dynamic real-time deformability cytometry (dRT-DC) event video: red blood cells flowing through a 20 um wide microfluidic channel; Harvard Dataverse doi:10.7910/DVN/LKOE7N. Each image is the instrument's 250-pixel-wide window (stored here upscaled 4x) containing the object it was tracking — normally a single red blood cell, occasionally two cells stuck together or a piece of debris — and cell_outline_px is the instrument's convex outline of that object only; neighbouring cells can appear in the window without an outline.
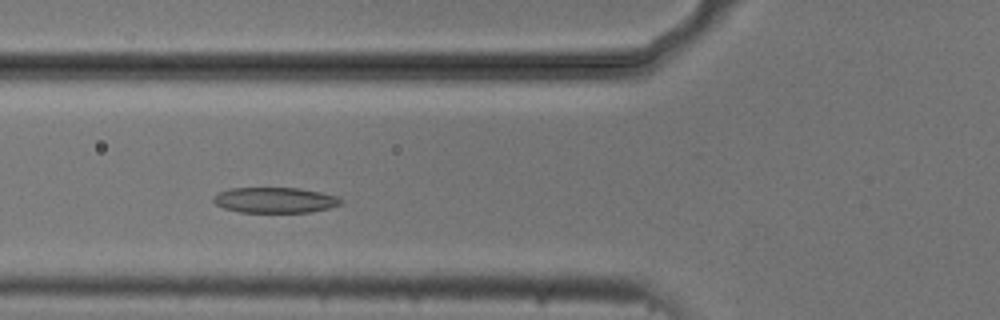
{"species": "common noctule bat (a hibernating species)", "species_latin": "Nyctalus noctula", "temperature_condition": "cold", "stored_images_in_passage": 47, "camera_frame_rate_fps": 3000, "um_per_image_px": 0.085, "animal": {"sex": "male", "body_mass_g": 20.5, "forearm_length_mm": 52.5}, "frame": {"image": 1, "passage_image": 13, "time_ms": 4.0, "image_size_px": [1000, 320], "cell_outline_px": [[344, 200], [340, 204], [328, 208], [312, 212], [240, 212], [224, 208], [216, 204], [212, 200], [212, 196], [220, 192], [232, 188], [300, 188], [320, 192], [336, 196]], "centroid_in_image_um": [23.37, 17.01], "position_along_channel_um": 102.4, "area_um2": 18.9}}
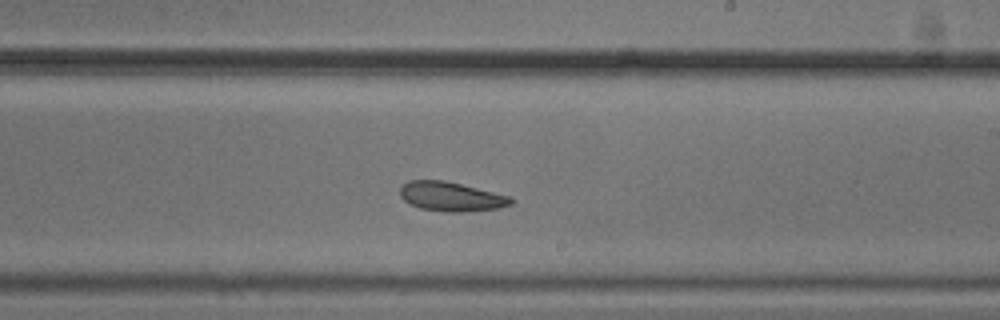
{"frame": {"image": 2, "passage_image": 25, "time_ms": 8.0, "image_size_px": [1000, 320], "cell_outline_px": [[512, 204], [496, 208], [464, 212], [444, 212], [420, 208], [408, 204], [400, 196], [400, 188], [408, 180], [444, 180], [512, 196]], "centroid_in_image_um": [38.32, 16.71], "position_along_channel_um": 250.7, "area_um2": 19.02}}
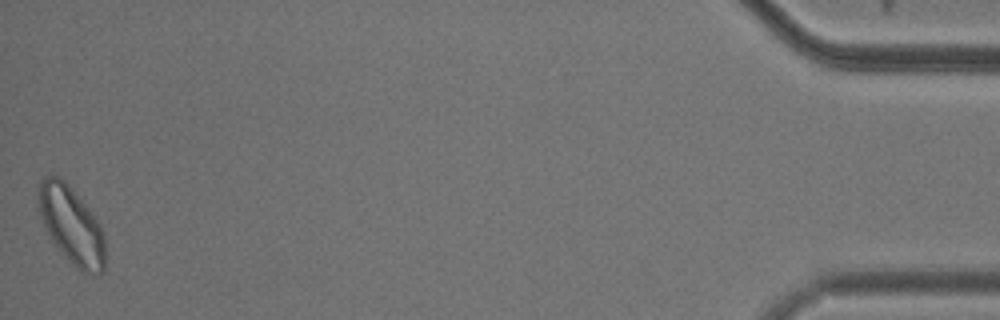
{"frame": {"image": 3, "passage_image": 47, "time_ms": 15.333, "image_size_px": [1000, 320], "cell_outline_px": [[104, 272], [80, 272], [56, 248], [36, 208], [36, 188], [40, 180], [44, 176], [60, 176], [72, 188], [88, 208], [100, 224], [104, 236]], "centroid_in_image_um": [6.01, 19.09], "position_along_channel_um": 429.2, "area_um2": 30.35}, "authors_computed_cell_mechanics": {"area_um2": 20.7502, "velocity_mm_per_s": 3.6928, "shape_relaxation_time_tau1_ms": 3.199, "shape_relaxation_time_tau2_ms": 4.1484, "deformation_change_tau1": 0.0895, "deformation_change_tau2": 0.1077}}